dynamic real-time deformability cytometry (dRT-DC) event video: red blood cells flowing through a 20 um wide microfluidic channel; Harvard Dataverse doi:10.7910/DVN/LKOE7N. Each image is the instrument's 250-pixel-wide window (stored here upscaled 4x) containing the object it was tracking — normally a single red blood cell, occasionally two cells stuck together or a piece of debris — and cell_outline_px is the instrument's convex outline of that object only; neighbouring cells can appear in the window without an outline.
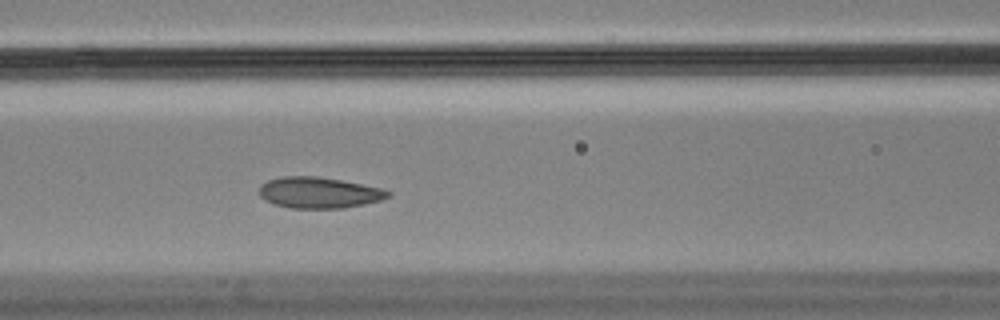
{"species": "Egyptian fruit bat (a non-hibernating species)", "species_latin": "Rousettus aegyptiacus", "temperature_condition": "cold", "stored_images_in_passage": 7, "segment_of_instrument_passage": [1, 2], "camera_frame_rate_fps": 3000, "um_per_image_px": 0.085, "animal": {"sex": "male"}, "frame": {"image": 1, "passage_image": 6, "time_ms": 1.667, "image_size_px": [1000, 320], "cell_outline_px": [[392, 196], [380, 200], [364, 204], [340, 208], [292, 208], [276, 204], [264, 200], [260, 196], [260, 184], [268, 180], [280, 176], [316, 176], [340, 180], [384, 188], [392, 192]], "centroid_in_image_um": [27.13, 16.36], "position_along_channel_um": 139.5, "area_um2": 23.35}}